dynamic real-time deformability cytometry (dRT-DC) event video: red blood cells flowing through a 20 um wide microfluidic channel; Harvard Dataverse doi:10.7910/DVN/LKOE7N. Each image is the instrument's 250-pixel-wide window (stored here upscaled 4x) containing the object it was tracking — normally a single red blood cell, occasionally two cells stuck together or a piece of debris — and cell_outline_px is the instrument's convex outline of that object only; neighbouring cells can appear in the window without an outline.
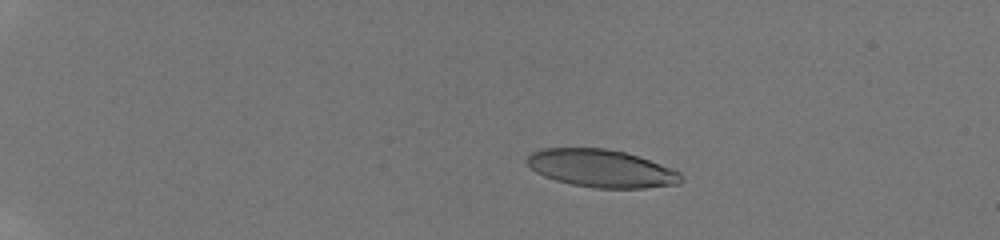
{"species": "human", "species_latin": "Homo sapiens", "temperature_condition": "room temperature", "stored_images_in_passage": 56, "camera_frame_rate_fps": 3000, "um_per_image_px": 0.085, "donor": {"sex": "male"}, "frame": {"image": 1, "passage_image": 13, "time_ms": 4.0, "image_size_px": [1000, 240], "cell_outline_px": [[684, 180], [680, 184], [644, 188], [596, 188], [572, 184], [556, 180], [544, 176], [536, 172], [524, 160], [532, 152], [544, 148], [604, 148], [624, 152], [672, 168], [680, 172], [684, 176]], "centroid_in_image_um": [51.14, 14.32], "position_along_channel_um": 33.9, "area_um2": 33.81}}
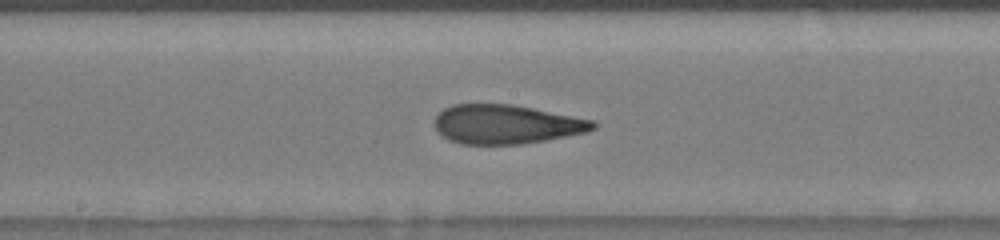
{"frame": {"image": 2, "passage_image": 34, "time_ms": 11.0, "image_size_px": [1000, 240], "cell_outline_px": [[600, 124], [596, 128], [588, 132], [544, 140], [520, 144], [460, 144], [448, 140], [440, 136], [432, 124], [436, 116], [444, 108], [452, 104], [512, 104], [592, 120]], "centroid_in_image_um": [42.98, 10.57], "position_along_channel_um": 205.2, "area_um2": 36.3}}
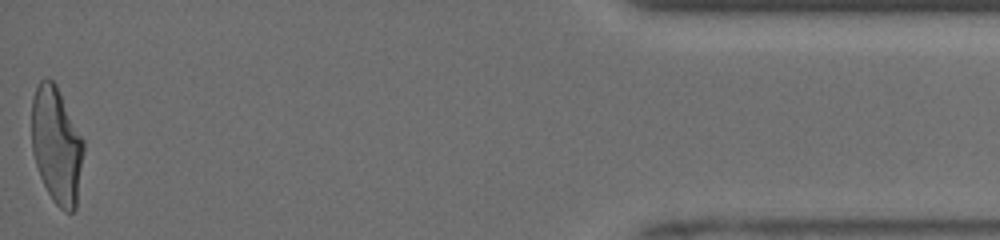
{"frame": {"image": 3, "passage_image": 56, "time_ms": 18.333, "image_size_px": [1000, 240], "cell_outline_px": [[84, 148], [76, 208], [72, 212], [64, 212], [52, 200], [40, 176], [32, 152], [32, 100], [36, 88], [40, 80], [52, 80], [56, 84], [84, 140]], "centroid_in_image_um": [4.81, 12.37], "position_along_channel_um": 430.4, "area_um2": 35.14}, "authors_computed_cell_mechanics": {"area_um2": 36.0094, "velocity_mm_per_s": 3.9652, "shape_relaxation_time_tau1_ms": 6.6993, "shape_relaxation_time_tau2_ms": 1.4189, "deformation_change_tau1": 0.2467, "deformation_change_tau2": 0.1047}}